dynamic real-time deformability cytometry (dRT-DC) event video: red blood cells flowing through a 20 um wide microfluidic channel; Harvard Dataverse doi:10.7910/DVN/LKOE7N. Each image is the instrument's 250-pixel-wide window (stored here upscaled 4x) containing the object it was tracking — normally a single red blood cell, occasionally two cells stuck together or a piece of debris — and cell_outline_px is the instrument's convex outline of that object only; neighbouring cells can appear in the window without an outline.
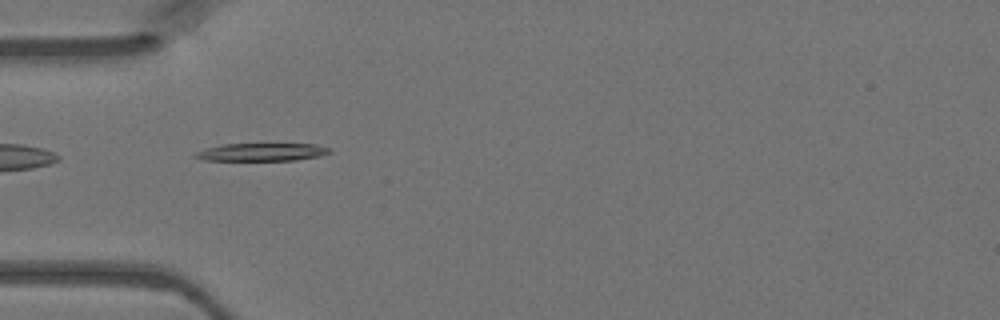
{"species": "Egyptian fruit bat (a non-hibernating species)", "species_latin": "Rousettus aegyptiacus", "temperature_condition": "warm", "stored_images_in_passage": 40, "camera_frame_rate_fps": 3000, "um_per_image_px": 0.085, "animal": {"sex": "female"}, "frame": {"image": 1, "passage_image": 7, "time_ms": 2.0, "image_size_px": [1000, 320], "cell_outline_px": [[332, 152], [320, 156], [296, 160], [204, 160], [192, 156], [196, 152], [208, 148], [224, 144], [316, 144], [332, 148]], "centroid_in_image_um": [22.32, 12.92], "position_along_channel_um": 62.7, "area_um2": 13.87}}
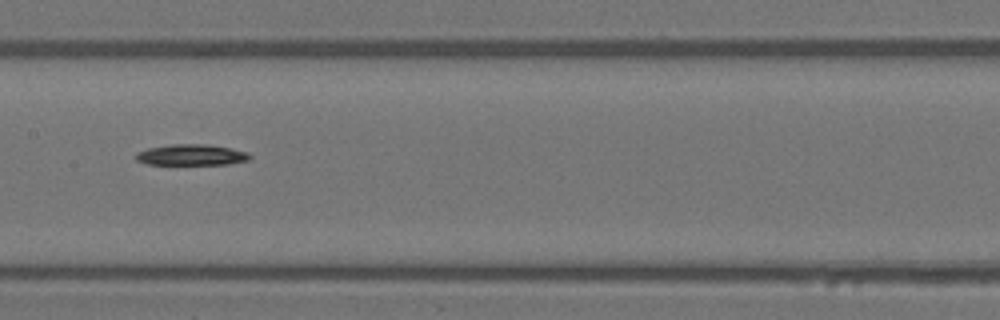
{"frame": {"image": 2, "passage_image": 16, "time_ms": 5.0, "image_size_px": [1000, 320], "cell_outline_px": [[252, 156], [248, 160], [228, 164], [148, 164], [136, 160], [136, 152], [148, 148], [172, 144], [208, 144], [248, 152]], "centroid_in_image_um": [16.26, 13.16], "position_along_channel_um": 191.1, "area_um2": 13.81}}
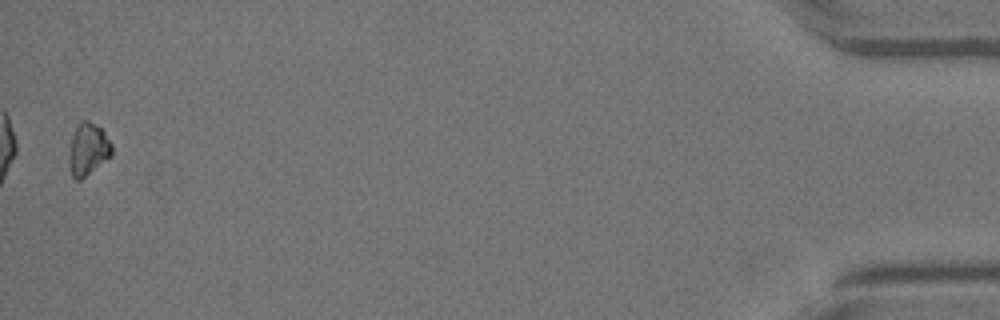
{"frame": {"image": 3, "passage_image": 39, "time_ms": 12.667, "image_size_px": [1000, 320], "cell_outline_px": [[112, 156], [80, 180], [76, 180], [72, 176], [68, 164], [68, 156], [72, 136], [76, 124], [80, 120], [88, 120], [96, 124], [104, 132], [112, 144]], "centroid_in_image_um": [7.47, 12.67], "position_along_channel_um": 427.7, "area_um2": 13.24}}